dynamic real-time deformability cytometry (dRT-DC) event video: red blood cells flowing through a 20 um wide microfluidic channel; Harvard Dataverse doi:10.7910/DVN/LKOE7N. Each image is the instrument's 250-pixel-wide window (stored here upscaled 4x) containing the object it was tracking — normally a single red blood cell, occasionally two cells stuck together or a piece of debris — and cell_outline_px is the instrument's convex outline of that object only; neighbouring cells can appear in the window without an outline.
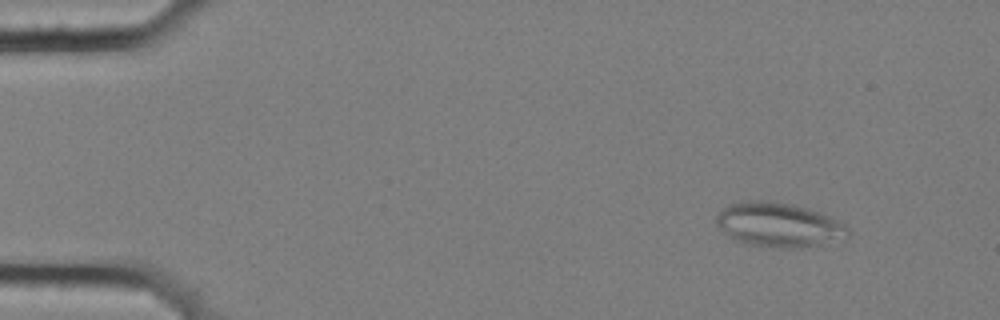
{"species": "common noctule bat (a hibernating species)", "species_latin": "Nyctalus noctula", "temperature_condition": "cold", "stored_images_in_passage": 52, "camera_frame_rate_fps": 3000, "um_per_image_px": 0.085, "animal": {"sex": "female", "body_mass_g": 25.1}, "frame": {"image": 1, "passage_image": 1, "time_ms": 0.0, "image_size_px": [1000, 320], "cell_outline_px": [[848, 236], [820, 244], [800, 248], [780, 248], [744, 244], [728, 236], [716, 224], [716, 216], [720, 208], [728, 204], [740, 200], [764, 200], [792, 204], [808, 208], [836, 220], [844, 224], [848, 228]], "centroid_in_image_um": [66.1, 19.09], "position_along_channel_um": 18.9, "area_um2": 34.04}}
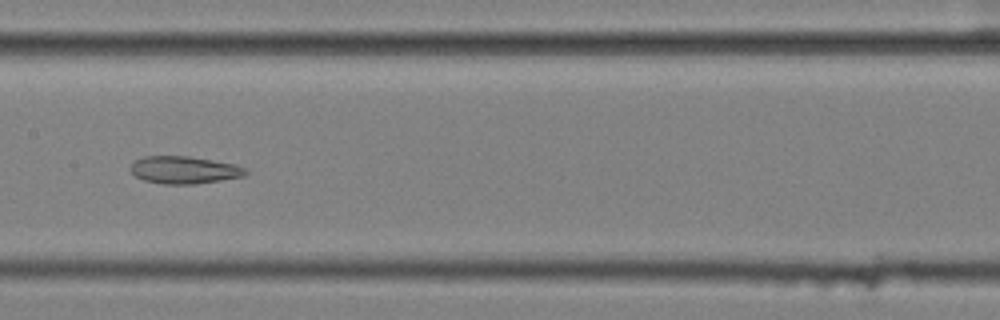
{"frame": {"image": 2, "passage_image": 24, "time_ms": 7.667, "image_size_px": [1000, 320], "cell_outline_px": [[248, 172], [244, 176], [220, 180], [192, 184], [164, 184], [144, 180], [136, 176], [128, 168], [136, 160], [144, 156], [188, 156], [236, 164], [244, 168]], "centroid_in_image_um": [15.64, 14.44], "position_along_channel_um": 191.8, "area_um2": 18.26}}
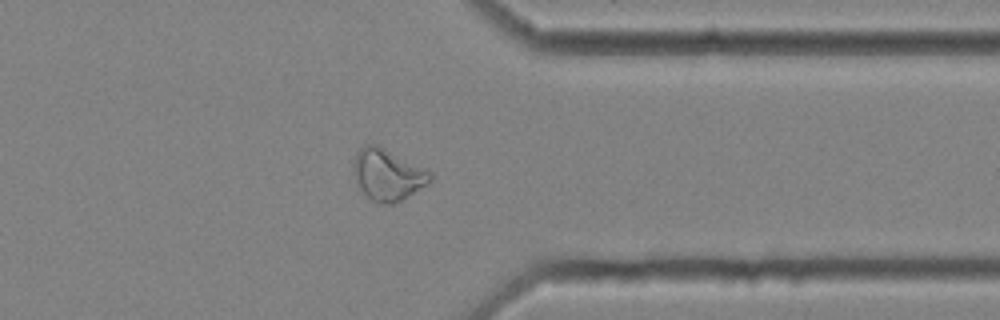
{"frame": {"image": 3, "passage_image": 40, "time_ms": 13.0, "image_size_px": [1000, 320], "cell_outline_px": [[432, 180], [400, 200], [392, 204], [384, 204], [372, 200], [360, 188], [352, 172], [352, 164], [356, 152], [364, 144], [376, 144], [432, 172]], "centroid_in_image_um": [32.9, 14.82], "position_along_channel_um": 378.5, "area_um2": 22.6}, "authors_computed_cell_mechanics": {"area_um2": 23.3801, "velocity_mm_per_s": 3.5709, "shape_relaxation_time_tau1_ms": null, "shape_relaxation_time_tau2_ms": 5.4217, "deformation_change_tau1": null, "deformation_change_tau2": 0.1383}}